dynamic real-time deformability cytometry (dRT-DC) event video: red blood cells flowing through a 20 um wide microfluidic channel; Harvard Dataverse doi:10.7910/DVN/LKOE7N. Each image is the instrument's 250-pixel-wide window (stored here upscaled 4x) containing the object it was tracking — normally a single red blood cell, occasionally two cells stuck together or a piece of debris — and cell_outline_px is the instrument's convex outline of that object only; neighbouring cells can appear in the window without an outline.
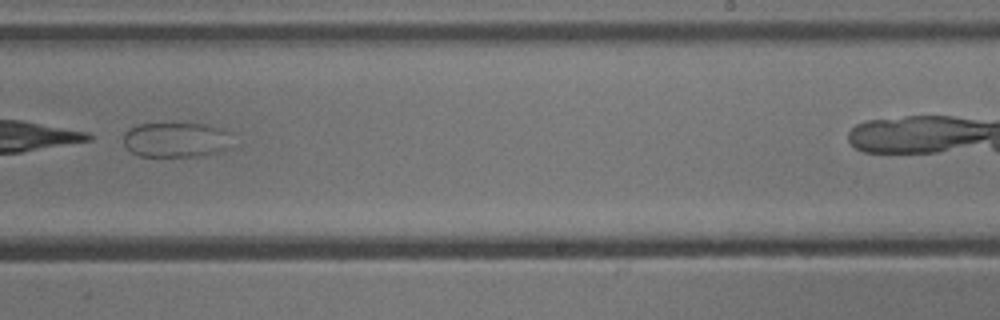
{"species": "common noctule bat (a hibernating species)", "species_latin": "Nyctalus noctula", "temperature_condition": "cold", "stored_images_in_passage": 25, "camera_frame_rate_fps": 3000, "um_per_image_px": 0.085, "animal": {"sex": "male", "body_mass_g": 13.3}, "frame": {"image": 1, "passage_image": 18, "time_ms": 5.667, "image_size_px": [1000, 320], "cell_outline_px": [[228, 148], [204, 156], [140, 156], [132, 152], [124, 144], [124, 132], [128, 128], [140, 124], [208, 124], [220, 128], [228, 132]], "centroid_in_image_um": [14.92, 11.88], "position_along_channel_um": 274.1, "area_um2": 21.91}}